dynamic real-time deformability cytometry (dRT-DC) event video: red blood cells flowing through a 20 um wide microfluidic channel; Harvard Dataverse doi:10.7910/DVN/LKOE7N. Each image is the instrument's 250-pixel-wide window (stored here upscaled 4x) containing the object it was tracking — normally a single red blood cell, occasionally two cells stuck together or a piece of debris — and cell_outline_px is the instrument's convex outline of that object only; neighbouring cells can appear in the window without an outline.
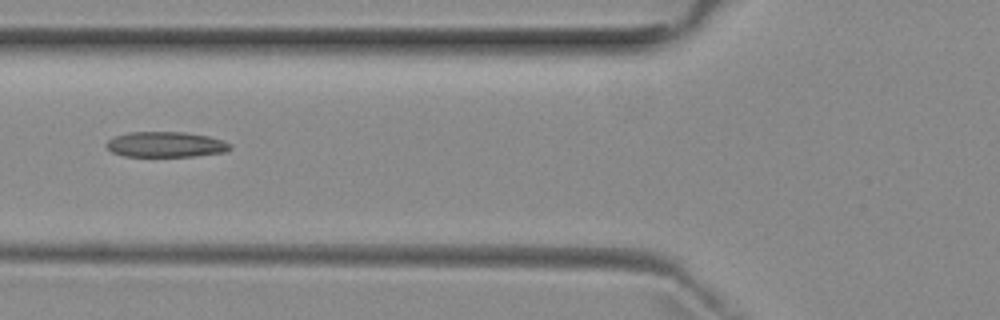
{"species": "common noctule bat (a hibernating species)", "species_latin": "Nyctalus noctula", "temperature_condition": "room temperature", "stored_images_in_passage": 6, "camera_frame_rate_fps": 3000, "um_per_image_px": 0.085, "animal": {"sex": "female", "body_mass_g": 29.2, "forearm_length_mm": 56.3}, "frame": {"image": 1, "passage_image": 5, "time_ms": 5.667, "image_size_px": [1000, 320], "cell_outline_px": [[232, 148], [224, 152], [192, 156], [124, 156], [112, 152], [104, 144], [108, 140], [116, 136], [128, 132], [184, 132], [208, 136], [232, 144]], "centroid_in_image_um": [14.07, 12.28], "position_along_channel_um": 111.7, "area_um2": 18.21}}
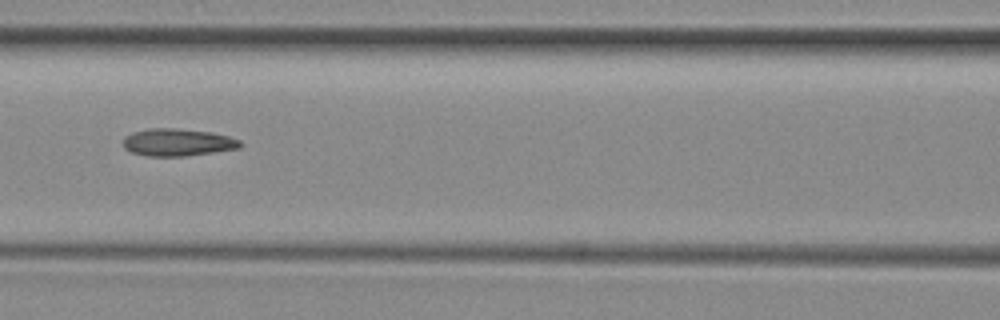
{"frame": {"image": 2, "passage_image": 6, "time_ms": 6.667, "image_size_px": [1000, 320], "cell_outline_px": [[244, 144], [240, 148], [184, 156], [148, 156], [132, 152], [124, 148], [124, 136], [132, 132], [148, 128], [176, 128], [212, 132], [228, 136], [240, 140]], "centroid_in_image_um": [15.11, 12.09], "position_along_channel_um": 151.5, "area_um2": 18.73}}